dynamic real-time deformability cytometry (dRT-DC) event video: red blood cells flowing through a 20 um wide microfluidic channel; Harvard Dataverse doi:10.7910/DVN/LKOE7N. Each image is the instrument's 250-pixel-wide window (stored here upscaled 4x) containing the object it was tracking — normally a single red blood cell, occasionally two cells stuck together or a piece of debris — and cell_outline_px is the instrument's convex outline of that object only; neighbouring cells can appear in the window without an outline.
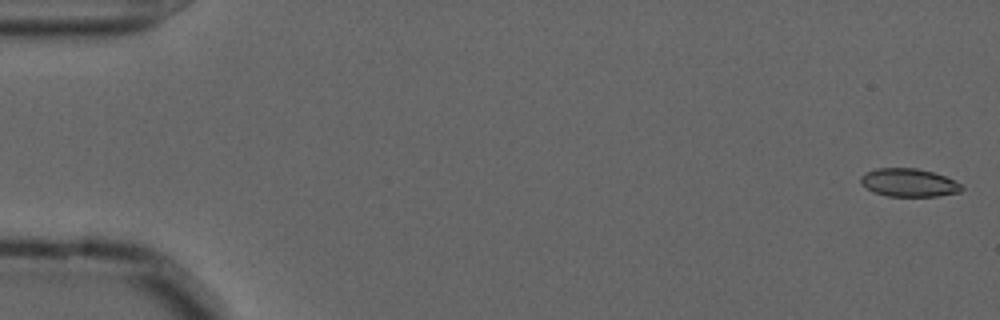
{"species": "common noctule bat (a hibernating species)", "species_latin": "Nyctalus noctula", "temperature_condition": "cold", "stored_images_in_passage": 18, "camera_frame_rate_fps": 3000, "um_per_image_px": 0.085, "animal": {"sex": "male", "forearm_length_mm": 52.5}, "frame": {"image": 1, "passage_image": 1, "time_ms": 0.0, "image_size_px": [1000, 320], "cell_outline_px": [[964, 188], [960, 192], [936, 196], [888, 196], [872, 192], [860, 184], [860, 176], [864, 172], [876, 168], [916, 168], [932, 172], [944, 176], [960, 184]], "centroid_in_image_um": [77.18, 15.52], "position_along_channel_um": 7.8, "area_um2": 16.59}}
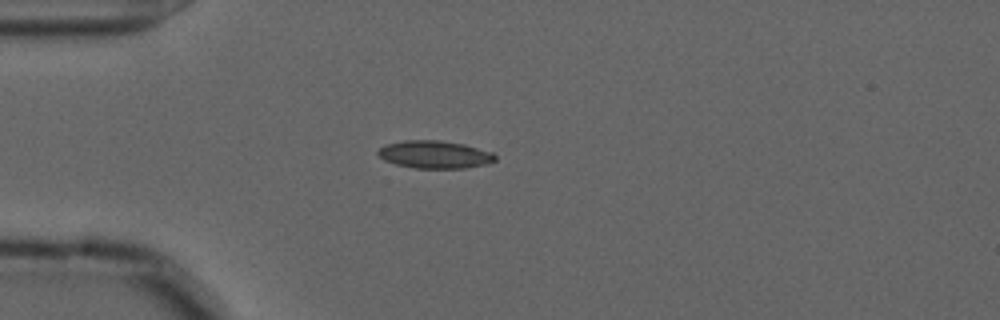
{"frame": {"image": 2, "passage_image": 15, "time_ms": 4.667, "image_size_px": [1000, 320], "cell_outline_px": [[496, 160], [484, 164], [464, 168], [416, 168], [396, 164], [384, 160], [376, 152], [380, 148], [388, 144], [404, 140], [440, 140], [464, 144], [492, 152], [496, 156]], "centroid_in_image_um": [36.95, 13.13], "position_along_channel_um": 48.1, "area_um2": 18.73}}